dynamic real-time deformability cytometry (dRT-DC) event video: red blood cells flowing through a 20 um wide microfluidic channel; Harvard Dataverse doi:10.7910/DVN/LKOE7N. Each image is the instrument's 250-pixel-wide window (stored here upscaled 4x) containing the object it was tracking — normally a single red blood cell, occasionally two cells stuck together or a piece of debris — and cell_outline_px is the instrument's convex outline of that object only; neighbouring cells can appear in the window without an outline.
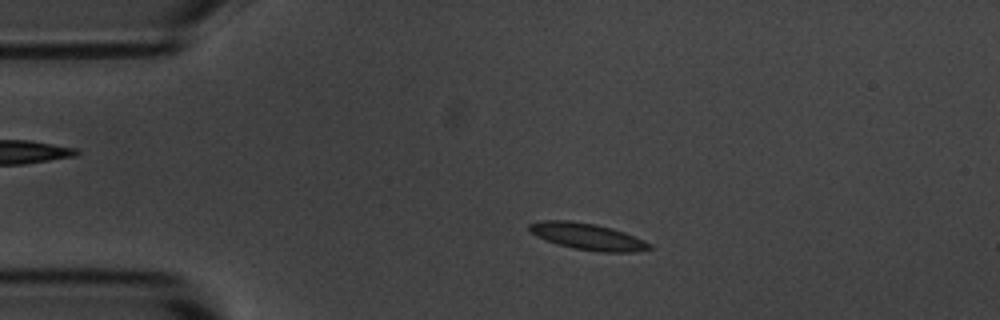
{"species": "common noctule bat (a hibernating species)", "species_latin": "Nyctalus noctula", "temperature_condition": "room temperature", "stored_images_in_passage": 3, "camera_frame_rate_fps": 3000, "um_per_image_px": 0.085, "animal": {"sex": "male", "body_mass_g": 20.1, "forearm_length_mm": 53.5}, "frame": {"image": 1, "passage_image": 2, "time_ms": 1.333, "image_size_px": [1000, 320], "cell_outline_px": [[652, 248], [632, 252], [600, 252], [572, 248], [556, 244], [536, 236], [528, 232], [528, 224], [544, 220], [568, 220], [596, 224], [612, 228], [624, 232], [652, 244]], "centroid_in_image_um": [49.89, 20.1], "position_along_channel_um": 35.1, "area_um2": 18.67}}